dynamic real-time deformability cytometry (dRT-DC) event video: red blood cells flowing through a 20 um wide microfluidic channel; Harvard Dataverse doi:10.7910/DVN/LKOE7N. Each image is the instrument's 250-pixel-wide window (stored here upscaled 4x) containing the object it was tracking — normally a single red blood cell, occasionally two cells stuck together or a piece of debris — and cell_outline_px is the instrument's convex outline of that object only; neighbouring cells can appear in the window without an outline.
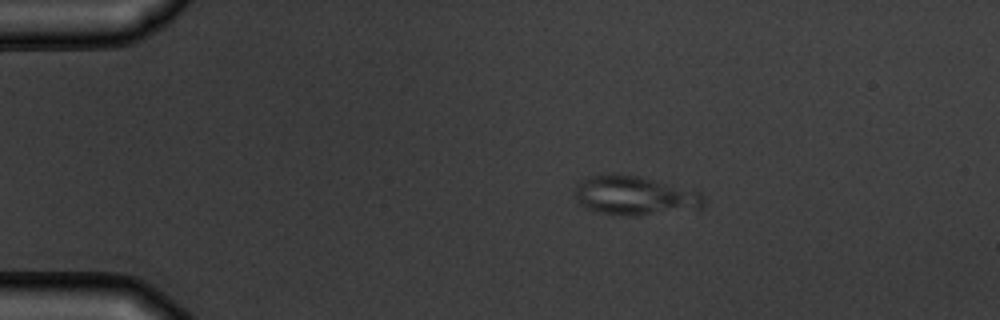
{"species": "common noctule bat (a hibernating species)", "species_latin": "Nyctalus noctula", "temperature_condition": "warm", "stored_images_in_passage": 5, "camera_frame_rate_fps": 3000, "um_per_image_px": 0.085, "animal": {"sex": "male", "body_mass_g": 19.5, "forearm_length_mm": 54.6}, "frame": {"image": 1, "passage_image": 2, "time_ms": 1.333, "image_size_px": [1000, 320], "cell_outline_px": [[704, 204], [700, 208], [640, 216], [620, 216], [600, 212], [588, 208], [580, 204], [576, 200], [576, 184], [580, 180], [588, 176], [612, 172], [640, 176], [700, 192], [704, 196]], "centroid_in_image_um": [53.91, 16.61], "position_along_channel_um": 31.1, "area_um2": 29.65}}
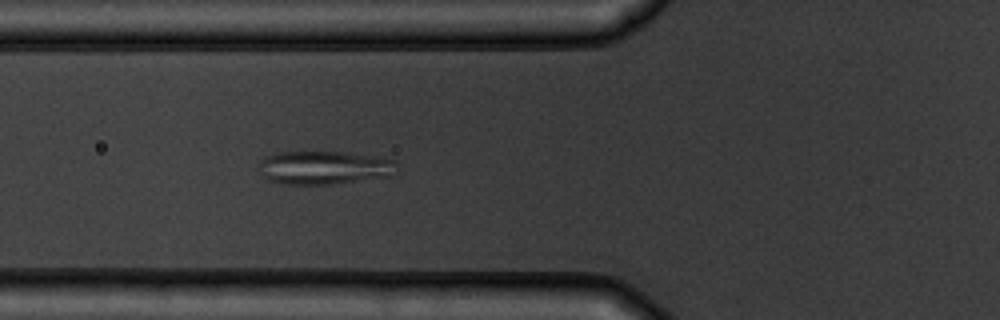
{"frame": {"image": 2, "passage_image": 5, "time_ms": 4.667, "image_size_px": [1000, 320], "cell_outline_px": [[400, 172], [396, 176], [332, 184], [288, 184], [268, 180], [260, 176], [256, 168], [260, 160], [264, 156], [276, 152], [344, 152], [396, 160]], "centroid_in_image_um": [27.56, 14.25], "position_along_channel_um": 98.2, "area_um2": 27.57}}